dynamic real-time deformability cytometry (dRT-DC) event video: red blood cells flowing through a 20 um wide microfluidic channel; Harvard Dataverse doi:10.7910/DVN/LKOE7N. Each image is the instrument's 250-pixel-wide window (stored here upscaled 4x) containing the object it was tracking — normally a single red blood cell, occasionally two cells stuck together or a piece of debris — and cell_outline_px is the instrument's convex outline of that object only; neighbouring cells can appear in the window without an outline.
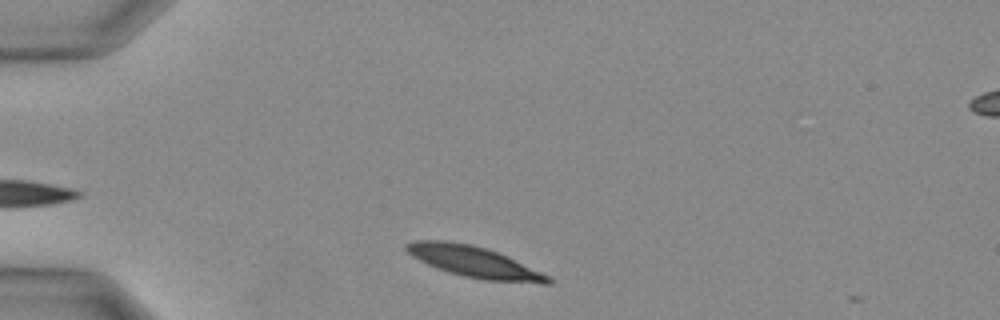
{"species": "Egyptian fruit bat (a non-hibernating species)", "species_latin": "Rousettus aegyptiacus", "temperature_condition": "warm", "stored_images_in_passage": 23, "camera_frame_rate_fps": 3000, "um_per_image_px": 0.085, "animal": {"sex": "female"}, "frame": {"image": 1, "passage_image": 1, "time_ms": 0.0, "image_size_px": [1000, 320], "cell_outline_px": [[552, 284], [544, 284], [484, 280], [464, 276], [448, 272], [428, 264], [412, 256], [404, 248], [404, 244], [412, 240], [444, 240], [472, 244], [496, 252], [552, 276]], "centroid_in_image_um": [40.32, 22.26], "position_along_channel_um": 44.7, "area_um2": 25.61}}
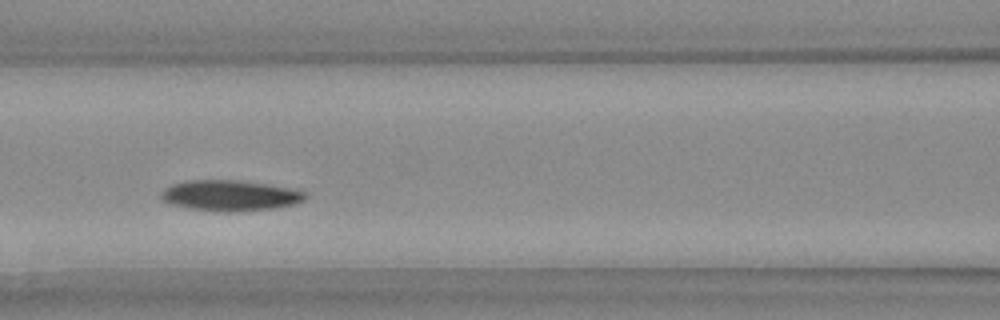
{"frame": {"image": 2, "passage_image": 8, "time_ms": 2.333, "image_size_px": [1000, 320], "cell_outline_px": [[304, 200], [292, 204], [276, 208], [240, 212], [212, 212], [172, 204], [164, 200], [160, 196], [164, 188], [172, 184], [192, 180], [232, 180], [260, 184], [284, 188], [304, 192]], "centroid_in_image_um": [19.48, 16.65], "position_along_channel_um": 147.1, "area_um2": 25.2}}
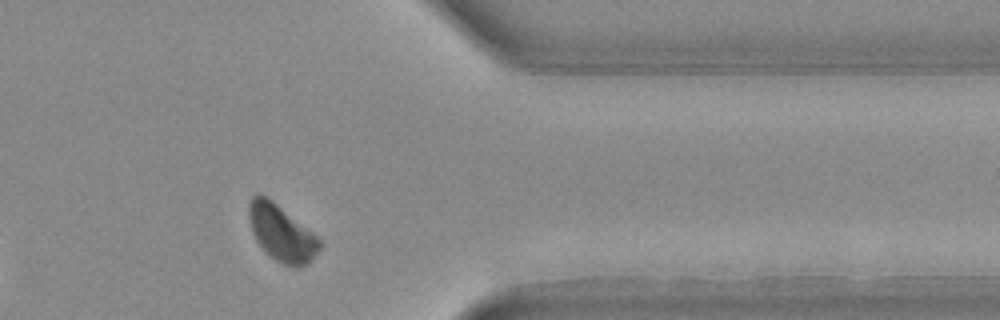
{"frame": {"image": 3, "passage_image": 21, "time_ms": 6.667, "image_size_px": [1000, 320], "cell_outline_px": [[324, 244], [308, 264], [300, 268], [292, 268], [276, 260], [256, 240], [252, 232], [248, 216], [248, 204], [252, 196], [256, 192], [260, 192], [268, 196], [312, 232]], "centroid_in_image_um": [23.93, 19.78], "position_along_channel_um": 387.5, "area_um2": 23.35}}